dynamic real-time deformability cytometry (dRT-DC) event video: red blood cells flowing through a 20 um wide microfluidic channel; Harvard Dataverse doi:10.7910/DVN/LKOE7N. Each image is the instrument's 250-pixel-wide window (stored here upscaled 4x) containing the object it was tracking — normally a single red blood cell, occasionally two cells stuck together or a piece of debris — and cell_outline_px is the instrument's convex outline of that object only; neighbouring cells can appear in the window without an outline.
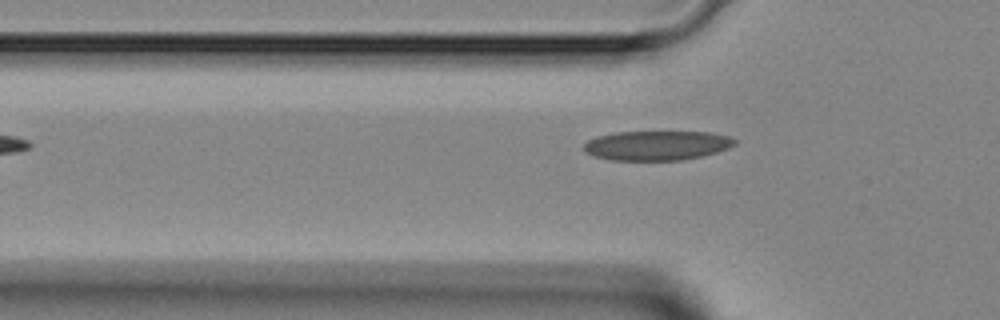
{"species": "Egyptian fruit bat (a non-hibernating species)", "species_latin": "Rousettus aegyptiacus", "temperature_condition": "room temperature", "stored_images_in_passage": 2, "camera_frame_rate_fps": 3000, "um_per_image_px": 0.085, "animal": {"sex": "female"}, "frame": {"image": 1, "passage_image": 2, "time_ms": 1.333, "image_size_px": [1000, 320], "cell_outline_px": [[736, 144], [728, 148], [716, 152], [700, 156], [680, 160], [608, 160], [592, 156], [584, 152], [584, 144], [588, 140], [596, 136], [616, 132], [708, 132], [728, 136], [736, 140]], "centroid_in_image_um": [55.78, 12.36], "position_along_channel_um": 70.0, "area_um2": 25.95}}